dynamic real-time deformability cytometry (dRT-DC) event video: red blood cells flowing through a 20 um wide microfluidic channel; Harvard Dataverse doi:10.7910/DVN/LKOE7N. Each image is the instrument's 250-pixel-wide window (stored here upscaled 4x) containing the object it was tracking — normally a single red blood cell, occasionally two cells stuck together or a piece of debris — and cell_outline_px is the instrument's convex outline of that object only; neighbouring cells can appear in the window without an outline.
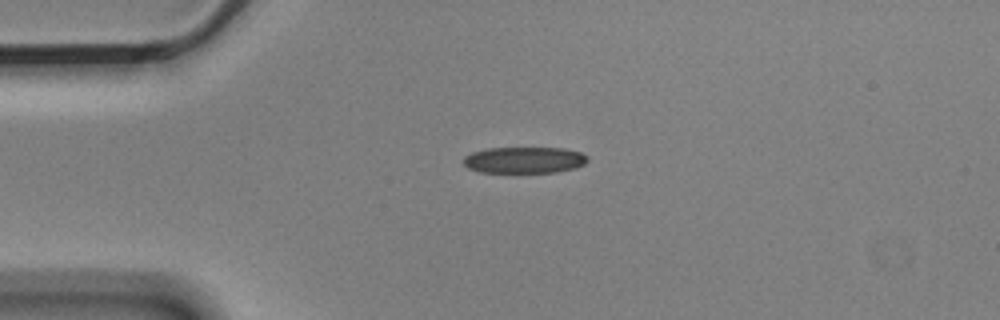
{"species": "Egyptian fruit bat (a non-hibernating species)", "species_latin": "Rousettus aegyptiacus", "temperature_condition": "cold", "stored_images_in_passage": 2, "camera_frame_rate_fps": 3000, "um_per_image_px": 0.085, "animal": {"sex": "male"}, "frame": {"image": 1, "passage_image": 1, "time_ms": 0.0, "image_size_px": [1000, 320], "cell_outline_px": [[588, 160], [584, 164], [576, 168], [556, 172], [480, 172], [468, 168], [464, 164], [464, 156], [472, 152], [488, 148], [564, 148], [580, 152], [588, 156]], "centroid_in_image_um": [44.58, 13.6], "position_along_channel_um": 40.4, "area_um2": 19.07}}